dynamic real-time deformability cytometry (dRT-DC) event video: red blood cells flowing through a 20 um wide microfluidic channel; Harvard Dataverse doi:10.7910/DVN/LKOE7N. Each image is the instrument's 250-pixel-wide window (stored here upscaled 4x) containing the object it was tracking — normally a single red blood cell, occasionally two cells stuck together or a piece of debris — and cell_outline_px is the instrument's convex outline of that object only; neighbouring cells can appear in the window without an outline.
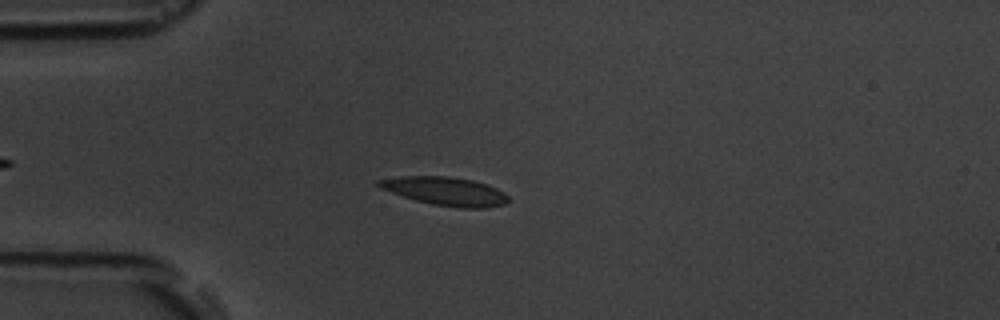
{"species": "common noctule bat (a hibernating species)", "species_latin": "Nyctalus noctula", "temperature_condition": "room temperature", "stored_images_in_passage": 6, "camera_frame_rate_fps": 3000, "um_per_image_px": 0.085, "animal": {"sex": "male", "body_mass_g": 19.5, "forearm_length_mm": 54.6}, "frame": {"image": 1, "passage_image": 3, "time_ms": 2.333, "image_size_px": [1000, 320], "cell_outline_px": [[512, 200], [504, 204], [484, 208], [460, 208], [432, 204], [416, 200], [380, 188], [376, 184], [376, 180], [400, 176], [448, 176], [472, 180], [488, 184], [504, 192]], "centroid_in_image_um": [37.89, 16.25], "position_along_channel_um": 47.1, "area_um2": 21.5}}
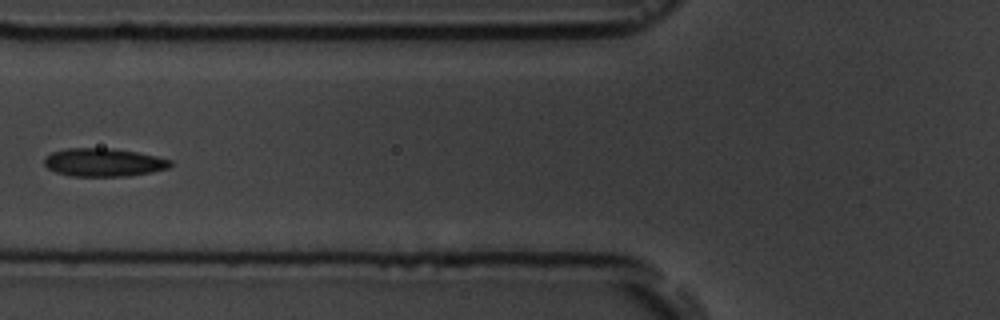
{"frame": {"image": 2, "passage_image": 5, "time_ms": 4.667, "image_size_px": [1000, 320], "cell_outline_px": [[172, 164], [168, 168], [152, 172], [128, 176], [72, 176], [56, 172], [48, 168], [44, 164], [44, 156], [52, 152], [68, 148], [112, 148], [136, 152], [156, 156], [172, 160]], "centroid_in_image_um": [8.8, 13.8], "position_along_channel_um": 117.0, "area_um2": 20.75}}
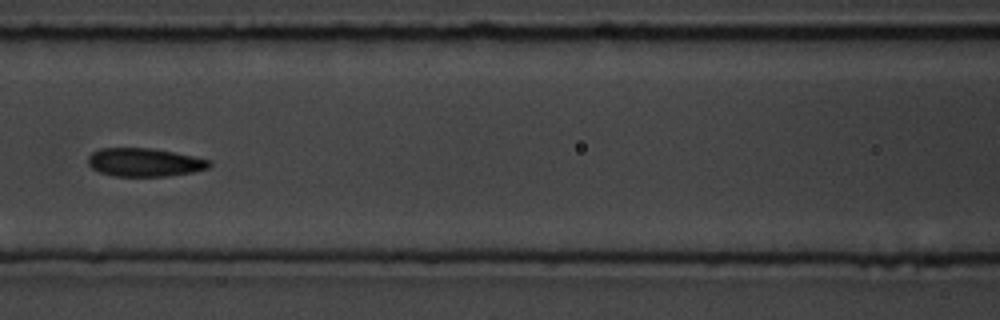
{"frame": {"image": 3, "passage_image": 6, "time_ms": 5.667, "image_size_px": [1000, 320], "cell_outline_px": [[212, 164], [208, 168], [192, 172], [168, 176], [112, 176], [100, 172], [92, 168], [88, 164], [88, 156], [92, 152], [100, 148], [152, 148], [212, 160]], "centroid_in_image_um": [12.27, 13.8], "position_along_channel_um": 154.3, "area_um2": 20.06}}